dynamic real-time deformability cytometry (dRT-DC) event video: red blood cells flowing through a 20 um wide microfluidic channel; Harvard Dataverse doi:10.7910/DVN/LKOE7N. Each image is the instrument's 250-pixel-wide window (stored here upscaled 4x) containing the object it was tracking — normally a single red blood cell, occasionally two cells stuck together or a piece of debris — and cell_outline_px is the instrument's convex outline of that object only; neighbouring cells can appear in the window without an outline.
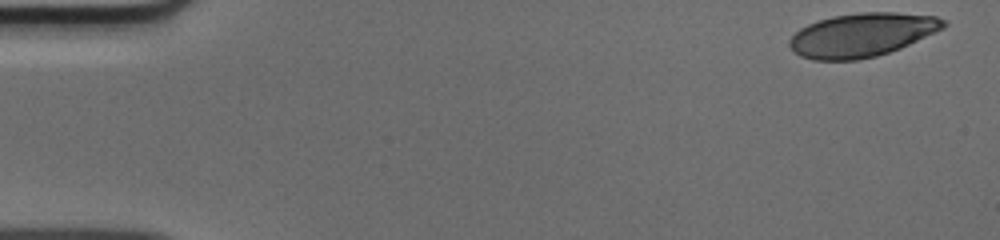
{"species": "human", "species_latin": "Homo sapiens", "temperature_condition": "cold", "stored_images_in_passage": 49, "camera_frame_rate_fps": 3000, "um_per_image_px": 0.085, "donor": {"sex": "male"}, "frame": {"image": 1, "passage_image": 1, "time_ms": 0.0, "image_size_px": [1000, 240], "cell_outline_px": [[948, 24], [944, 28], [936, 32], [900, 48], [876, 56], [860, 60], [812, 60], [800, 56], [792, 52], [788, 44], [788, 40], [800, 28], [816, 20], [832, 16], [860, 12], [896, 12], [936, 16], [944, 20]], "centroid_in_image_um": [73.24, 2.97], "position_along_channel_um": 11.8, "area_um2": 39.48}}
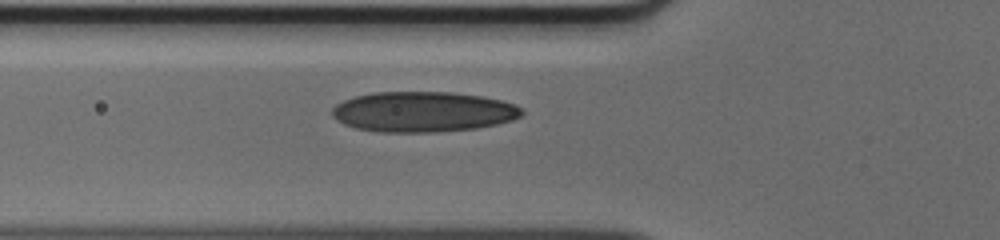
{"frame": {"image": 2, "passage_image": 17, "time_ms": 5.333, "image_size_px": [1000, 240], "cell_outline_px": [[524, 112], [520, 116], [512, 120], [496, 124], [476, 128], [432, 132], [380, 132], [356, 128], [344, 124], [336, 120], [332, 116], [332, 108], [336, 104], [344, 100], [356, 96], [372, 92], [448, 92], [480, 96], [500, 100], [516, 104], [524, 108]], "centroid_in_image_um": [35.95, 9.5], "position_along_channel_um": 89.8, "area_um2": 44.62}}
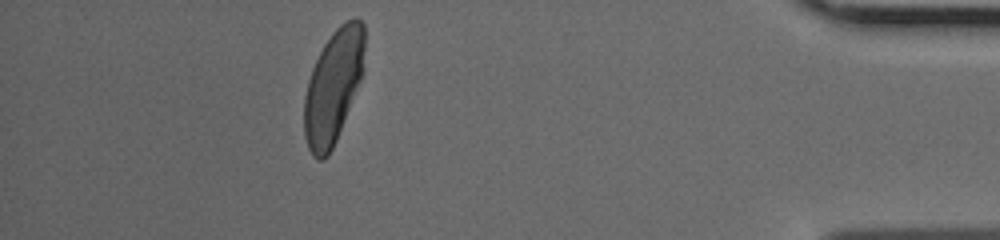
{"frame": {"image": 3, "passage_image": 44, "time_ms": 14.333, "image_size_px": [1000, 240], "cell_outline_px": [[364, 68], [360, 80], [336, 140], [328, 156], [324, 160], [316, 160], [312, 156], [308, 148], [304, 136], [304, 96], [308, 80], [312, 68], [324, 44], [332, 32], [340, 24], [352, 16], [356, 16], [364, 24]], "centroid_in_image_um": [28.31, 7.34], "position_along_channel_um": 406.9, "area_um2": 39.94}}